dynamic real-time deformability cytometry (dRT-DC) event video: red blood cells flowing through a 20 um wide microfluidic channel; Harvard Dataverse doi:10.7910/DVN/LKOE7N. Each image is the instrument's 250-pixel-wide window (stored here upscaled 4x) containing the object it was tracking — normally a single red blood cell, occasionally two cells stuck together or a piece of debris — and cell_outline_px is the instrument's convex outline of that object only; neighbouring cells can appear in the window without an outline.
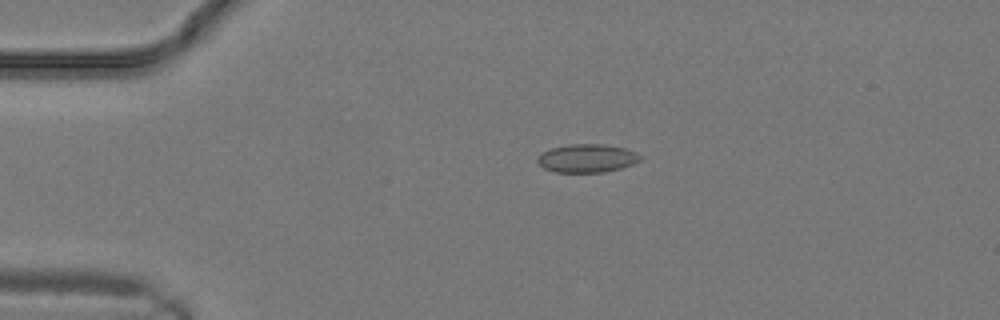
{"species": "common noctule bat (a hibernating species)", "species_latin": "Nyctalus noctula", "temperature_condition": "warm", "stored_images_in_passage": 13, "camera_frame_rate_fps": 3000, "um_per_image_px": 0.085, "animal": {"sex": "male", "body_mass_g": 19.2, "forearm_length_mm": 51.8}, "frame": {"image": 1, "passage_image": 6, "time_ms": 1.667, "image_size_px": [1000, 320], "cell_outline_px": [[640, 160], [632, 164], [620, 168], [604, 172], [556, 172], [544, 168], [536, 160], [536, 156], [552, 148], [568, 144], [604, 144], [624, 148], [636, 152], [640, 156]], "centroid_in_image_um": [49.87, 13.45], "position_along_channel_um": 35.1, "area_um2": 16.82}}
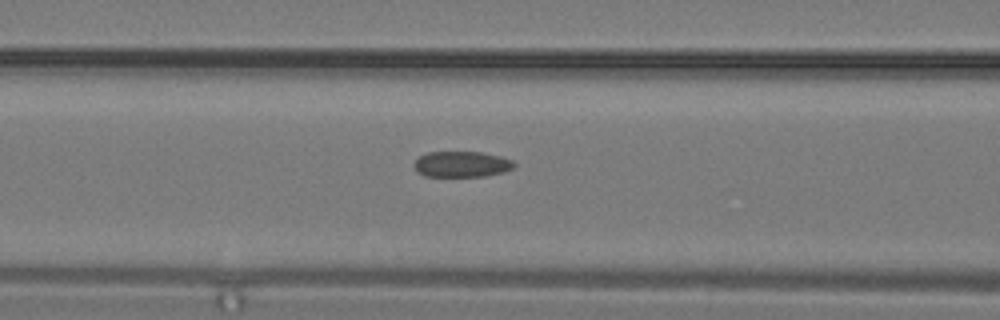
{"frame": {"image": 2, "passage_image": 11, "time_ms": 3.333, "image_size_px": [1000, 320], "cell_outline_px": [[516, 164], [512, 168], [504, 172], [484, 176], [424, 176], [416, 172], [412, 164], [420, 156], [428, 152], [480, 152], [500, 156], [512, 160]], "centroid_in_image_um": [39.21, 13.96], "position_along_channel_um": 127.4, "area_um2": 15.09}}
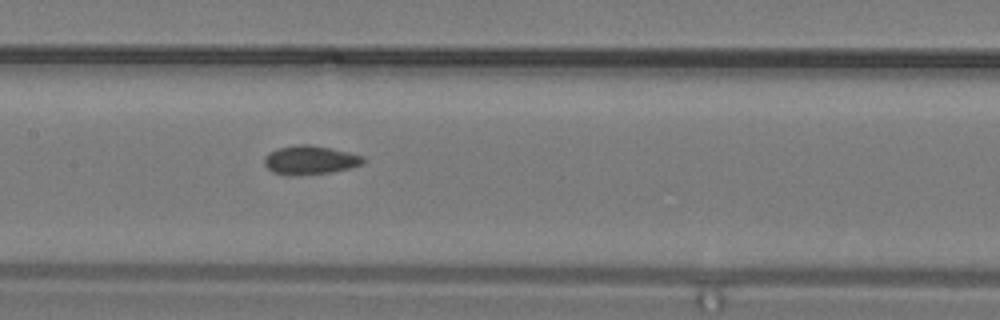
{"frame": {"image": 3, "passage_image": 13, "time_ms": 4.0, "image_size_px": [1000, 320], "cell_outline_px": [[364, 160], [360, 164], [348, 168], [332, 172], [272, 172], [264, 164], [264, 156], [268, 152], [276, 148], [332, 148], [364, 156]], "centroid_in_image_um": [26.38, 13.6], "position_along_channel_um": 181.0, "area_um2": 14.85}}